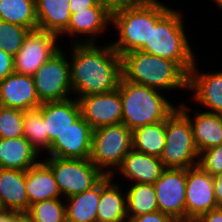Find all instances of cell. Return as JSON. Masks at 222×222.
<instances>
[{
  "instance_id": "obj_1",
  "label": "cell",
  "mask_w": 222,
  "mask_h": 222,
  "mask_svg": "<svg viewBox=\"0 0 222 222\" xmlns=\"http://www.w3.org/2000/svg\"><path fill=\"white\" fill-rule=\"evenodd\" d=\"M71 86L77 99L102 94L118 88L122 77V59L111 44H72Z\"/></svg>"
},
{
  "instance_id": "obj_2",
  "label": "cell",
  "mask_w": 222,
  "mask_h": 222,
  "mask_svg": "<svg viewBox=\"0 0 222 222\" xmlns=\"http://www.w3.org/2000/svg\"><path fill=\"white\" fill-rule=\"evenodd\" d=\"M183 15L158 0L151 1V34L140 49L145 53L177 62L188 74L195 63Z\"/></svg>"
},
{
  "instance_id": "obj_3",
  "label": "cell",
  "mask_w": 222,
  "mask_h": 222,
  "mask_svg": "<svg viewBox=\"0 0 222 222\" xmlns=\"http://www.w3.org/2000/svg\"><path fill=\"white\" fill-rule=\"evenodd\" d=\"M121 59L125 80L160 91L188 90L189 74L177 62L140 50L128 52Z\"/></svg>"
},
{
  "instance_id": "obj_4",
  "label": "cell",
  "mask_w": 222,
  "mask_h": 222,
  "mask_svg": "<svg viewBox=\"0 0 222 222\" xmlns=\"http://www.w3.org/2000/svg\"><path fill=\"white\" fill-rule=\"evenodd\" d=\"M118 89L122 101V123L132 131L166 121L178 107L170 103L160 90L132 83L123 77Z\"/></svg>"
},
{
  "instance_id": "obj_5",
  "label": "cell",
  "mask_w": 222,
  "mask_h": 222,
  "mask_svg": "<svg viewBox=\"0 0 222 222\" xmlns=\"http://www.w3.org/2000/svg\"><path fill=\"white\" fill-rule=\"evenodd\" d=\"M132 139V130L123 123L93 130L90 161L104 175L114 177V169L120 167L124 157L133 149Z\"/></svg>"
},
{
  "instance_id": "obj_6",
  "label": "cell",
  "mask_w": 222,
  "mask_h": 222,
  "mask_svg": "<svg viewBox=\"0 0 222 222\" xmlns=\"http://www.w3.org/2000/svg\"><path fill=\"white\" fill-rule=\"evenodd\" d=\"M198 159L189 119L176 108L166 119V139L160 160L165 168L187 169L197 166Z\"/></svg>"
},
{
  "instance_id": "obj_7",
  "label": "cell",
  "mask_w": 222,
  "mask_h": 222,
  "mask_svg": "<svg viewBox=\"0 0 222 222\" xmlns=\"http://www.w3.org/2000/svg\"><path fill=\"white\" fill-rule=\"evenodd\" d=\"M44 162L51 168L63 199L92 188L105 176L90 159L48 157Z\"/></svg>"
},
{
  "instance_id": "obj_8",
  "label": "cell",
  "mask_w": 222,
  "mask_h": 222,
  "mask_svg": "<svg viewBox=\"0 0 222 222\" xmlns=\"http://www.w3.org/2000/svg\"><path fill=\"white\" fill-rule=\"evenodd\" d=\"M111 22L118 31V40L110 44L120 56L140 50L151 34V2L118 11L111 15Z\"/></svg>"
},
{
  "instance_id": "obj_9",
  "label": "cell",
  "mask_w": 222,
  "mask_h": 222,
  "mask_svg": "<svg viewBox=\"0 0 222 222\" xmlns=\"http://www.w3.org/2000/svg\"><path fill=\"white\" fill-rule=\"evenodd\" d=\"M66 55L60 49L42 64L32 76L37 95L42 103L70 99V94L73 92L70 63Z\"/></svg>"
},
{
  "instance_id": "obj_10",
  "label": "cell",
  "mask_w": 222,
  "mask_h": 222,
  "mask_svg": "<svg viewBox=\"0 0 222 222\" xmlns=\"http://www.w3.org/2000/svg\"><path fill=\"white\" fill-rule=\"evenodd\" d=\"M59 37L58 34L41 29L30 30L13 57L14 72L33 76L42 64L60 50L61 47L56 43Z\"/></svg>"
},
{
  "instance_id": "obj_11",
  "label": "cell",
  "mask_w": 222,
  "mask_h": 222,
  "mask_svg": "<svg viewBox=\"0 0 222 222\" xmlns=\"http://www.w3.org/2000/svg\"><path fill=\"white\" fill-rule=\"evenodd\" d=\"M187 169L166 168L153 184L158 210L175 220H186Z\"/></svg>"
},
{
  "instance_id": "obj_12",
  "label": "cell",
  "mask_w": 222,
  "mask_h": 222,
  "mask_svg": "<svg viewBox=\"0 0 222 222\" xmlns=\"http://www.w3.org/2000/svg\"><path fill=\"white\" fill-rule=\"evenodd\" d=\"M218 207L214 194V177L198 165L187 168L186 220L196 221L204 213Z\"/></svg>"
},
{
  "instance_id": "obj_13",
  "label": "cell",
  "mask_w": 222,
  "mask_h": 222,
  "mask_svg": "<svg viewBox=\"0 0 222 222\" xmlns=\"http://www.w3.org/2000/svg\"><path fill=\"white\" fill-rule=\"evenodd\" d=\"M81 116L93 130L122 123V101L119 89L83 96L78 99Z\"/></svg>"
},
{
  "instance_id": "obj_14",
  "label": "cell",
  "mask_w": 222,
  "mask_h": 222,
  "mask_svg": "<svg viewBox=\"0 0 222 222\" xmlns=\"http://www.w3.org/2000/svg\"><path fill=\"white\" fill-rule=\"evenodd\" d=\"M92 127L79 117L50 144V157L90 159L92 148Z\"/></svg>"
},
{
  "instance_id": "obj_15",
  "label": "cell",
  "mask_w": 222,
  "mask_h": 222,
  "mask_svg": "<svg viewBox=\"0 0 222 222\" xmlns=\"http://www.w3.org/2000/svg\"><path fill=\"white\" fill-rule=\"evenodd\" d=\"M110 24L111 14L108 12L105 4L100 1L94 7L72 13L68 27L60 35L68 34L69 37L71 36L73 44L96 43V38H99L98 36L101 35V32L104 33ZM78 34L80 36L87 35V40L80 39V41L78 39L77 41Z\"/></svg>"
},
{
  "instance_id": "obj_16",
  "label": "cell",
  "mask_w": 222,
  "mask_h": 222,
  "mask_svg": "<svg viewBox=\"0 0 222 222\" xmlns=\"http://www.w3.org/2000/svg\"><path fill=\"white\" fill-rule=\"evenodd\" d=\"M0 101L4 107L23 111L38 108L42 104L33 77L16 72L0 82Z\"/></svg>"
},
{
  "instance_id": "obj_17",
  "label": "cell",
  "mask_w": 222,
  "mask_h": 222,
  "mask_svg": "<svg viewBox=\"0 0 222 222\" xmlns=\"http://www.w3.org/2000/svg\"><path fill=\"white\" fill-rule=\"evenodd\" d=\"M194 66L189 72L188 89L193 92L192 98L208 108V112L222 115V71L200 73Z\"/></svg>"
},
{
  "instance_id": "obj_18",
  "label": "cell",
  "mask_w": 222,
  "mask_h": 222,
  "mask_svg": "<svg viewBox=\"0 0 222 222\" xmlns=\"http://www.w3.org/2000/svg\"><path fill=\"white\" fill-rule=\"evenodd\" d=\"M177 108L189 119L199 153L222 144V115L208 112V110L206 112L194 111L186 104H178ZM187 110L195 112L193 118Z\"/></svg>"
},
{
  "instance_id": "obj_19",
  "label": "cell",
  "mask_w": 222,
  "mask_h": 222,
  "mask_svg": "<svg viewBox=\"0 0 222 222\" xmlns=\"http://www.w3.org/2000/svg\"><path fill=\"white\" fill-rule=\"evenodd\" d=\"M41 115L48 133V150L50 144L72 123L81 117V109L77 98L64 101L43 102Z\"/></svg>"
},
{
  "instance_id": "obj_20",
  "label": "cell",
  "mask_w": 222,
  "mask_h": 222,
  "mask_svg": "<svg viewBox=\"0 0 222 222\" xmlns=\"http://www.w3.org/2000/svg\"><path fill=\"white\" fill-rule=\"evenodd\" d=\"M118 169L130 182L154 184L166 168L159 157L132 149Z\"/></svg>"
},
{
  "instance_id": "obj_21",
  "label": "cell",
  "mask_w": 222,
  "mask_h": 222,
  "mask_svg": "<svg viewBox=\"0 0 222 222\" xmlns=\"http://www.w3.org/2000/svg\"><path fill=\"white\" fill-rule=\"evenodd\" d=\"M0 209L27 212L25 171L0 168Z\"/></svg>"
},
{
  "instance_id": "obj_22",
  "label": "cell",
  "mask_w": 222,
  "mask_h": 222,
  "mask_svg": "<svg viewBox=\"0 0 222 222\" xmlns=\"http://www.w3.org/2000/svg\"><path fill=\"white\" fill-rule=\"evenodd\" d=\"M25 184L29 207L36 202L62 197L54 174L44 161L25 171Z\"/></svg>"
},
{
  "instance_id": "obj_23",
  "label": "cell",
  "mask_w": 222,
  "mask_h": 222,
  "mask_svg": "<svg viewBox=\"0 0 222 222\" xmlns=\"http://www.w3.org/2000/svg\"><path fill=\"white\" fill-rule=\"evenodd\" d=\"M39 155L24 136L0 139V168L26 171L40 162Z\"/></svg>"
},
{
  "instance_id": "obj_24",
  "label": "cell",
  "mask_w": 222,
  "mask_h": 222,
  "mask_svg": "<svg viewBox=\"0 0 222 222\" xmlns=\"http://www.w3.org/2000/svg\"><path fill=\"white\" fill-rule=\"evenodd\" d=\"M112 176L101 179V193L97 208V222H112L127 218L126 192L113 181Z\"/></svg>"
},
{
  "instance_id": "obj_25",
  "label": "cell",
  "mask_w": 222,
  "mask_h": 222,
  "mask_svg": "<svg viewBox=\"0 0 222 222\" xmlns=\"http://www.w3.org/2000/svg\"><path fill=\"white\" fill-rule=\"evenodd\" d=\"M38 29L60 35L69 25V0H35Z\"/></svg>"
},
{
  "instance_id": "obj_26",
  "label": "cell",
  "mask_w": 222,
  "mask_h": 222,
  "mask_svg": "<svg viewBox=\"0 0 222 222\" xmlns=\"http://www.w3.org/2000/svg\"><path fill=\"white\" fill-rule=\"evenodd\" d=\"M101 180L92 188L66 198L67 222H97Z\"/></svg>"
},
{
  "instance_id": "obj_27",
  "label": "cell",
  "mask_w": 222,
  "mask_h": 222,
  "mask_svg": "<svg viewBox=\"0 0 222 222\" xmlns=\"http://www.w3.org/2000/svg\"><path fill=\"white\" fill-rule=\"evenodd\" d=\"M133 149L161 157L166 139V121L138 127L132 131Z\"/></svg>"
},
{
  "instance_id": "obj_28",
  "label": "cell",
  "mask_w": 222,
  "mask_h": 222,
  "mask_svg": "<svg viewBox=\"0 0 222 222\" xmlns=\"http://www.w3.org/2000/svg\"><path fill=\"white\" fill-rule=\"evenodd\" d=\"M0 20L30 30L38 29L36 1L0 0Z\"/></svg>"
},
{
  "instance_id": "obj_29",
  "label": "cell",
  "mask_w": 222,
  "mask_h": 222,
  "mask_svg": "<svg viewBox=\"0 0 222 222\" xmlns=\"http://www.w3.org/2000/svg\"><path fill=\"white\" fill-rule=\"evenodd\" d=\"M126 191L127 217H136L158 210L153 184L134 183Z\"/></svg>"
},
{
  "instance_id": "obj_30",
  "label": "cell",
  "mask_w": 222,
  "mask_h": 222,
  "mask_svg": "<svg viewBox=\"0 0 222 222\" xmlns=\"http://www.w3.org/2000/svg\"><path fill=\"white\" fill-rule=\"evenodd\" d=\"M23 128V136L39 153L41 148L48 151V133H46L45 121L41 115V105L24 111Z\"/></svg>"
},
{
  "instance_id": "obj_31",
  "label": "cell",
  "mask_w": 222,
  "mask_h": 222,
  "mask_svg": "<svg viewBox=\"0 0 222 222\" xmlns=\"http://www.w3.org/2000/svg\"><path fill=\"white\" fill-rule=\"evenodd\" d=\"M27 213L34 222H67L66 204L60 198L33 203Z\"/></svg>"
},
{
  "instance_id": "obj_32",
  "label": "cell",
  "mask_w": 222,
  "mask_h": 222,
  "mask_svg": "<svg viewBox=\"0 0 222 222\" xmlns=\"http://www.w3.org/2000/svg\"><path fill=\"white\" fill-rule=\"evenodd\" d=\"M30 29L0 20V49L15 56Z\"/></svg>"
},
{
  "instance_id": "obj_33",
  "label": "cell",
  "mask_w": 222,
  "mask_h": 222,
  "mask_svg": "<svg viewBox=\"0 0 222 222\" xmlns=\"http://www.w3.org/2000/svg\"><path fill=\"white\" fill-rule=\"evenodd\" d=\"M23 114V110L3 106L0 112V139L23 136Z\"/></svg>"
},
{
  "instance_id": "obj_34",
  "label": "cell",
  "mask_w": 222,
  "mask_h": 222,
  "mask_svg": "<svg viewBox=\"0 0 222 222\" xmlns=\"http://www.w3.org/2000/svg\"><path fill=\"white\" fill-rule=\"evenodd\" d=\"M198 166L213 177L222 173V144L200 152Z\"/></svg>"
},
{
  "instance_id": "obj_35",
  "label": "cell",
  "mask_w": 222,
  "mask_h": 222,
  "mask_svg": "<svg viewBox=\"0 0 222 222\" xmlns=\"http://www.w3.org/2000/svg\"><path fill=\"white\" fill-rule=\"evenodd\" d=\"M112 15L118 11L132 9L146 5L152 0H101Z\"/></svg>"
},
{
  "instance_id": "obj_36",
  "label": "cell",
  "mask_w": 222,
  "mask_h": 222,
  "mask_svg": "<svg viewBox=\"0 0 222 222\" xmlns=\"http://www.w3.org/2000/svg\"><path fill=\"white\" fill-rule=\"evenodd\" d=\"M129 222H175L176 220L168 214L157 210L155 212L142 214L136 217H128Z\"/></svg>"
},
{
  "instance_id": "obj_37",
  "label": "cell",
  "mask_w": 222,
  "mask_h": 222,
  "mask_svg": "<svg viewBox=\"0 0 222 222\" xmlns=\"http://www.w3.org/2000/svg\"><path fill=\"white\" fill-rule=\"evenodd\" d=\"M14 73L13 56L0 49V82Z\"/></svg>"
},
{
  "instance_id": "obj_38",
  "label": "cell",
  "mask_w": 222,
  "mask_h": 222,
  "mask_svg": "<svg viewBox=\"0 0 222 222\" xmlns=\"http://www.w3.org/2000/svg\"><path fill=\"white\" fill-rule=\"evenodd\" d=\"M101 0H69V8L72 13L96 6Z\"/></svg>"
},
{
  "instance_id": "obj_39",
  "label": "cell",
  "mask_w": 222,
  "mask_h": 222,
  "mask_svg": "<svg viewBox=\"0 0 222 222\" xmlns=\"http://www.w3.org/2000/svg\"><path fill=\"white\" fill-rule=\"evenodd\" d=\"M195 222H222V206L204 213Z\"/></svg>"
},
{
  "instance_id": "obj_40",
  "label": "cell",
  "mask_w": 222,
  "mask_h": 222,
  "mask_svg": "<svg viewBox=\"0 0 222 222\" xmlns=\"http://www.w3.org/2000/svg\"><path fill=\"white\" fill-rule=\"evenodd\" d=\"M214 194L217 204L222 206V173L214 176Z\"/></svg>"
},
{
  "instance_id": "obj_41",
  "label": "cell",
  "mask_w": 222,
  "mask_h": 222,
  "mask_svg": "<svg viewBox=\"0 0 222 222\" xmlns=\"http://www.w3.org/2000/svg\"><path fill=\"white\" fill-rule=\"evenodd\" d=\"M17 211L0 209V222H14Z\"/></svg>"
},
{
  "instance_id": "obj_42",
  "label": "cell",
  "mask_w": 222,
  "mask_h": 222,
  "mask_svg": "<svg viewBox=\"0 0 222 222\" xmlns=\"http://www.w3.org/2000/svg\"><path fill=\"white\" fill-rule=\"evenodd\" d=\"M14 222H34L27 212H16Z\"/></svg>"
},
{
  "instance_id": "obj_43",
  "label": "cell",
  "mask_w": 222,
  "mask_h": 222,
  "mask_svg": "<svg viewBox=\"0 0 222 222\" xmlns=\"http://www.w3.org/2000/svg\"><path fill=\"white\" fill-rule=\"evenodd\" d=\"M216 5L222 10V0H213Z\"/></svg>"
},
{
  "instance_id": "obj_44",
  "label": "cell",
  "mask_w": 222,
  "mask_h": 222,
  "mask_svg": "<svg viewBox=\"0 0 222 222\" xmlns=\"http://www.w3.org/2000/svg\"><path fill=\"white\" fill-rule=\"evenodd\" d=\"M112 222H129V220H128V217H127V218L120 219V220H117V221H112Z\"/></svg>"
},
{
  "instance_id": "obj_45",
  "label": "cell",
  "mask_w": 222,
  "mask_h": 222,
  "mask_svg": "<svg viewBox=\"0 0 222 222\" xmlns=\"http://www.w3.org/2000/svg\"><path fill=\"white\" fill-rule=\"evenodd\" d=\"M175 222H195V221H190V220H176Z\"/></svg>"
},
{
  "instance_id": "obj_46",
  "label": "cell",
  "mask_w": 222,
  "mask_h": 222,
  "mask_svg": "<svg viewBox=\"0 0 222 222\" xmlns=\"http://www.w3.org/2000/svg\"><path fill=\"white\" fill-rule=\"evenodd\" d=\"M2 108H3V104L0 101V112H1Z\"/></svg>"
}]
</instances>
